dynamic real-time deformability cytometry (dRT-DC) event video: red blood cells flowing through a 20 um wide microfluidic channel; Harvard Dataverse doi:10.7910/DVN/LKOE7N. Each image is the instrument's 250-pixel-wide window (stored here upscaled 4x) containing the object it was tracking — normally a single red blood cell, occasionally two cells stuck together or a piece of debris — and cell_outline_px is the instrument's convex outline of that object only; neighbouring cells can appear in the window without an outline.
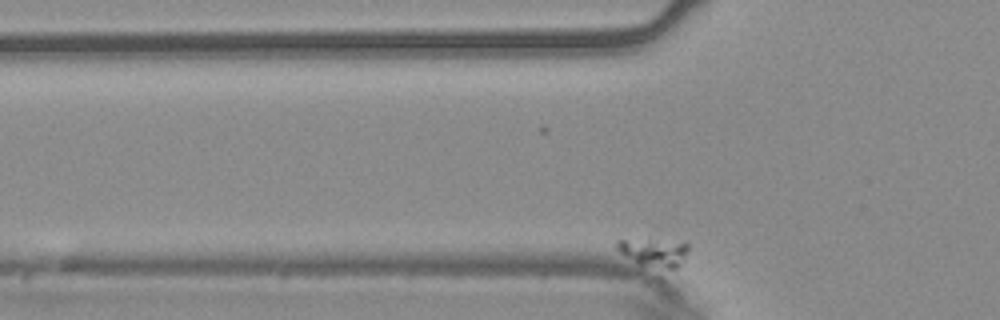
{"species": "common noctule bat (a hibernating species)", "species_latin": "Nyctalus noctula", "temperature_condition": "warm", "stored_images_in_passage": 55, "camera_frame_rate_fps": 3000, "um_per_image_px": 0.085, "animal": {"sex": "male", "body_mass_g": 20.4}, "frame": {"image": 1, "passage_image": 8, "time_ms": 2.333, "image_size_px": [1000, 320], "cell_outline_px": [[688, 248], [680, 264], [676, 268], [668, 268], [640, 264], [620, 252], [616, 248], [616, 240], [648, 236], [684, 240], [688, 244]], "centroid_in_image_um": [55.59, 21.32], "position_along_channel_um": 70.2, "area_um2": 12.37}}
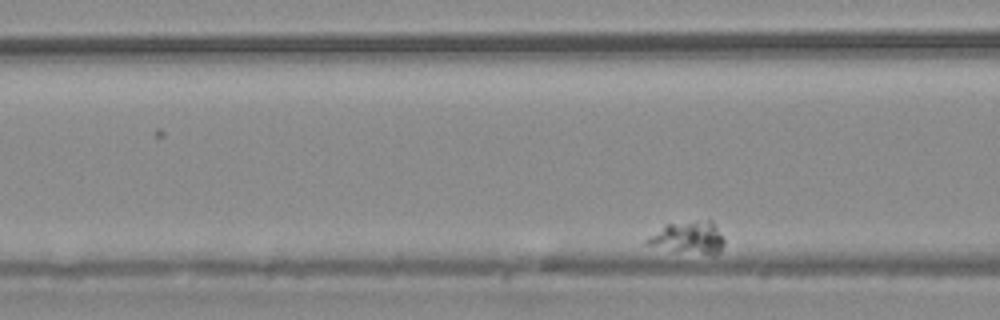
{"frame": {"image": 2, "passage_image": 14, "time_ms": 4.333, "image_size_px": [1000, 320], "cell_outline_px": [[724, 244], [712, 256], [644, 244], [644, 240], [648, 236], [664, 224], [708, 220], [712, 220], [724, 240]], "centroid_in_image_um": [58.49, 20.18], "position_along_channel_um": 108.1, "area_um2": 14.16}}
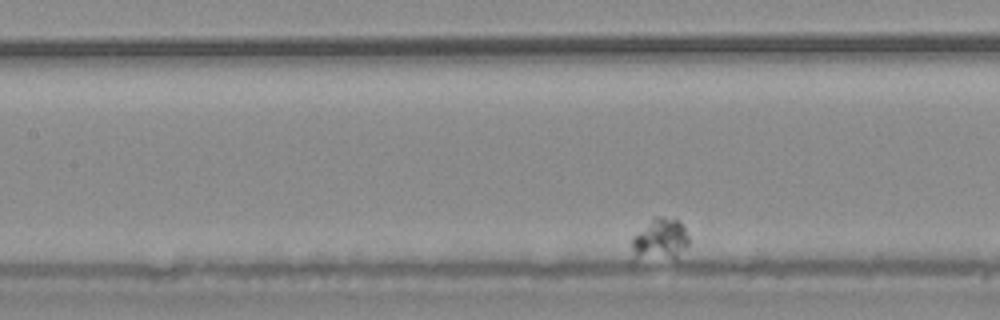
{"frame": {"image": 3, "passage_image": 20, "time_ms": 6.333, "image_size_px": [1000, 320], "cell_outline_px": [[688, 244], [676, 260], [636, 256], [632, 248], [632, 236], [652, 216], [660, 216], [676, 220], [684, 228], [688, 236]], "centroid_in_image_um": [56.11, 20.32], "position_along_channel_um": 151.3, "area_um2": 13.7}}